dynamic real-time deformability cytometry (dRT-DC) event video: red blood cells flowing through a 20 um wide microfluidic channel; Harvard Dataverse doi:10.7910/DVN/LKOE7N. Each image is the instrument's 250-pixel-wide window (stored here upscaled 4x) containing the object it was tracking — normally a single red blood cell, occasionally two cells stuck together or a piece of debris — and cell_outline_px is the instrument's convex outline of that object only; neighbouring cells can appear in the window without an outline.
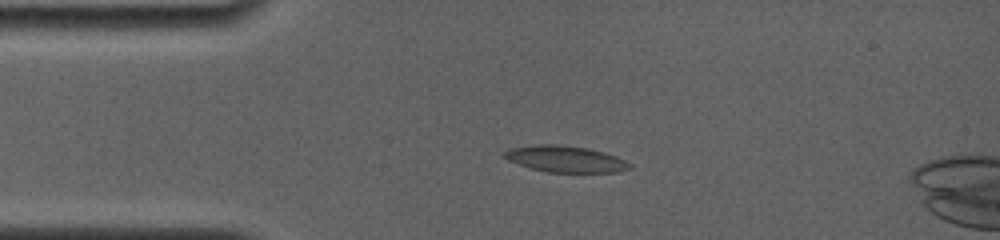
{"species": "common noctule bat (a hibernating species)", "species_latin": "Nyctalus noctula", "temperature_condition": "room temperature", "stored_images_in_passage": 5, "camera_frame_rate_fps": 4000, "um_per_image_px": 0.085, "animal": {"sex": "female", "body_mass_g": 19.0, "forearm_length_mm": 56.7}, "frame": {"image": 1, "passage_image": 4, "time_ms": 2.75, "image_size_px": [1000, 240], "cell_outline_px": [[632, 168], [616, 172], [548, 172], [532, 168], [508, 160], [504, 156], [504, 152], [508, 148], [536, 144], [560, 144], [588, 148], [604, 152], [616, 156], [632, 164]], "centroid_in_image_um": [48.07, 13.5], "position_along_channel_um": 36.9, "area_um2": 19.25}}